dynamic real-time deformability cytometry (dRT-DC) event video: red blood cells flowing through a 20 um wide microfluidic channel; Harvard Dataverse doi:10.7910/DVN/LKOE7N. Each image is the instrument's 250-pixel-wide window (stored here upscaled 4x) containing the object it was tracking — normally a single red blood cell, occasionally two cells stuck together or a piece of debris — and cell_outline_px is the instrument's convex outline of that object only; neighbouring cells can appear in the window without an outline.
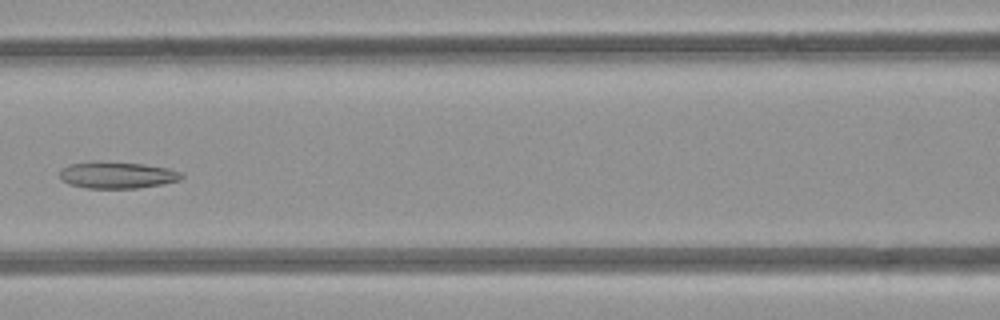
{"species": "common noctule bat (a hibernating species)", "species_latin": "Nyctalus noctula", "temperature_condition": "room temperature", "stored_images_in_passage": 7, "camera_frame_rate_fps": 3000, "um_per_image_px": 0.085, "animal": {"sex": "female", "body_mass_g": 21.9}, "frame": {"image": 1, "passage_image": 7, "time_ms": 6.667, "image_size_px": [1000, 320], "cell_outline_px": [[184, 176], [180, 180], [164, 184], [136, 188], [88, 188], [68, 184], [60, 180], [60, 172], [64, 168], [72, 164], [92, 160], [144, 164], [168, 168], [180, 172]], "centroid_in_image_um": [9.95, 14.87], "position_along_channel_um": 156.6, "area_um2": 19.07}}